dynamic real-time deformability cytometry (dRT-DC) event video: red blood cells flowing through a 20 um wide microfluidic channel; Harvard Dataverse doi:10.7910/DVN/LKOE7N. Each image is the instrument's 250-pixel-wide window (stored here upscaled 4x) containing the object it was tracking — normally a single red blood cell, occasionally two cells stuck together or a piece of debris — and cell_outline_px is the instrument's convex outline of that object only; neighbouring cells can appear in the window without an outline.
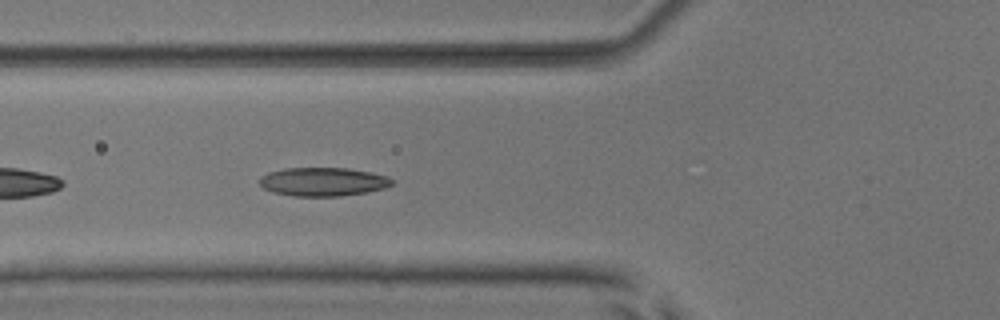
{"species": "common noctule bat (a hibernating species)", "species_latin": "Nyctalus noctula", "temperature_condition": "room temperature", "stored_images_in_passage": 38, "camera_frame_rate_fps": 3000, "um_per_image_px": 0.085, "animal": {"sex": "male", "body_mass_g": 17.9, "forearm_length_mm": 54.2}, "frame": {"image": 1, "passage_image": 5, "time_ms": 1.333, "image_size_px": [1000, 320], "cell_outline_px": [[392, 184], [384, 188], [368, 192], [340, 196], [292, 196], [272, 192], [264, 188], [260, 184], [260, 176], [268, 172], [284, 168], [348, 168], [372, 172], [388, 176], [392, 180]], "centroid_in_image_um": [27.45, 15.44], "position_along_channel_um": 98.4, "area_um2": 22.2}}
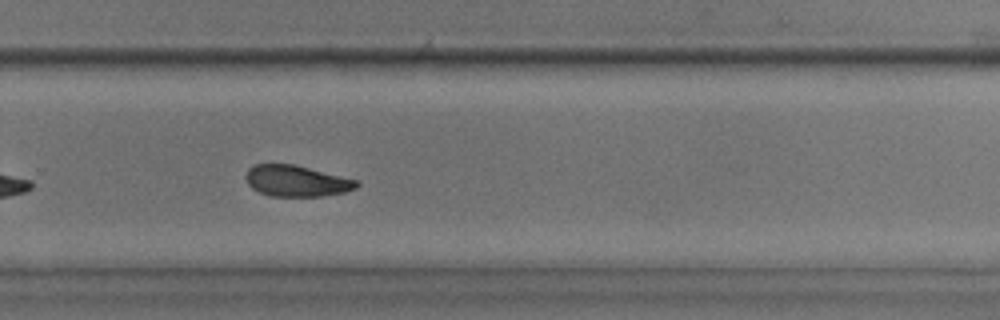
{"frame": {"image": 2, "passage_image": 21, "time_ms": 6.667, "image_size_px": [1000, 320], "cell_outline_px": [[360, 184], [356, 188], [344, 192], [324, 196], [272, 196], [260, 192], [252, 188], [248, 184], [244, 176], [248, 168], [252, 164], [292, 164], [356, 180]], "centroid_in_image_um": [25.15, 15.38], "position_along_channel_um": 304.6, "area_um2": 19.94}}
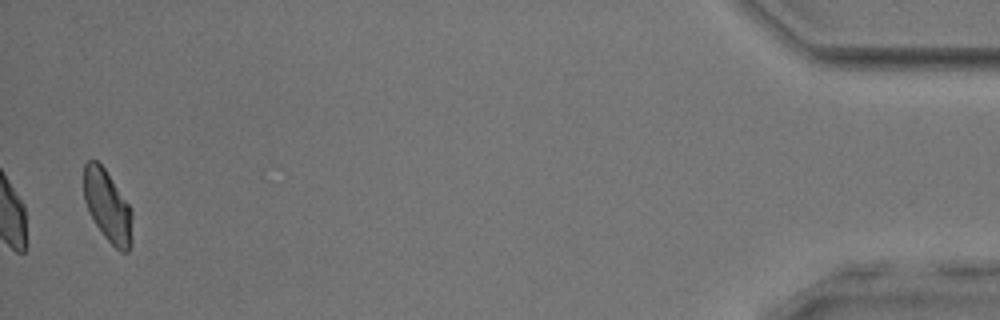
{"frame": {"image": 3, "passage_image": 37, "time_ms": 12.0, "image_size_px": [1000, 320], "cell_outline_px": [[132, 244], [128, 252], [120, 252], [104, 236], [96, 224], [84, 200], [84, 164], [88, 160], [96, 160], [104, 168], [132, 208]], "centroid_in_image_um": [9.17, 17.53], "position_along_channel_um": 426.0, "area_um2": 20.17}, "authors_computed_cell_mechanics": {"area_um2": 20.7791, "velocity_mm_per_s": 3.8773, "shape_relaxation_time_tau1_ms": 4.0565, "shape_relaxation_time_tau2_ms": 3.3658, "deformation_change_tau1": 0.0962, "deformation_change_tau2": 0.0728}}